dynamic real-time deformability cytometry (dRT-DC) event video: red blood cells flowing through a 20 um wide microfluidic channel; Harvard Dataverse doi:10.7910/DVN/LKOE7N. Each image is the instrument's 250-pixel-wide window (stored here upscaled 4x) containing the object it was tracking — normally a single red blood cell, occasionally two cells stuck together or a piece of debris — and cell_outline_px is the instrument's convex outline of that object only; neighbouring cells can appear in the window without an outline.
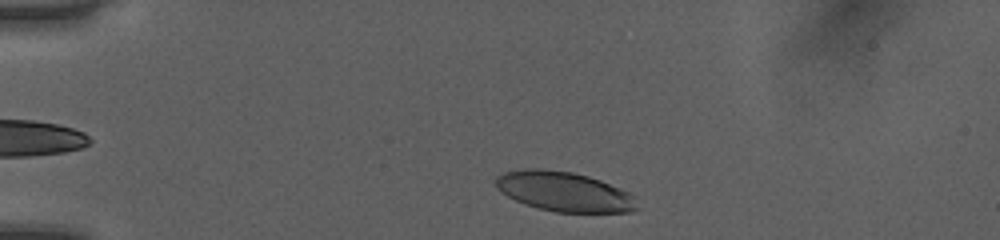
{"species": "human", "species_latin": "Homo sapiens", "temperature_condition": "room temperature", "stored_images_in_passage": 35, "camera_frame_rate_fps": 3000, "um_per_image_px": 0.085, "donor": {"sex": "female"}, "frame": {"image": 1, "passage_image": 2, "time_ms": 0.333, "image_size_px": [1000, 240], "cell_outline_px": [[640, 208], [628, 212], [556, 212], [524, 204], [508, 196], [496, 188], [496, 176], [504, 172], [524, 168], [540, 168], [572, 172], [588, 176], [600, 180], [628, 192], [636, 196]], "centroid_in_image_um": [47.97, 16.28], "position_along_channel_um": 37.0, "area_um2": 32.77}}
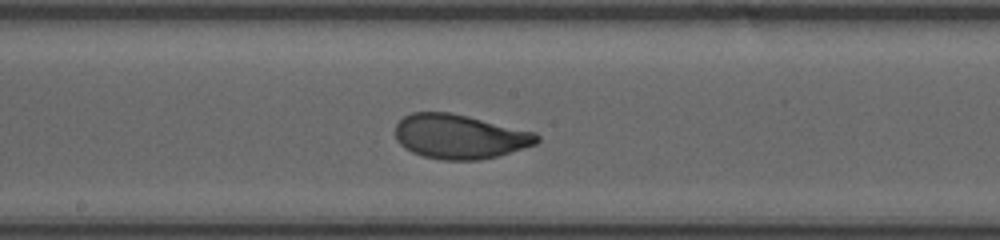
{"frame": {"image": 2, "passage_image": 19, "time_ms": 6.0, "image_size_px": [1000, 240], "cell_outline_px": [[540, 140], [536, 144], [496, 156], [480, 160], [444, 160], [424, 156], [412, 152], [404, 148], [396, 140], [396, 124], [404, 116], [412, 112], [452, 112], [536, 132], [540, 136]], "centroid_in_image_um": [39.07, 11.6], "position_along_channel_um": 209.1, "area_um2": 36.7}}
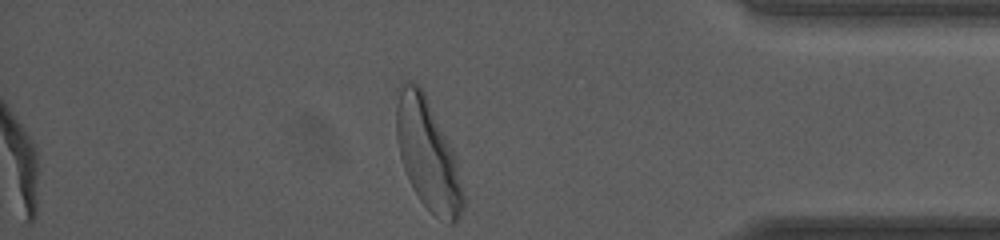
{"frame": {"image": 3, "passage_image": 35, "time_ms": 11.333, "image_size_px": [1000, 240], "cell_outline_px": [[464, 208], [456, 224], [448, 224], [440, 220], [420, 200], [412, 188], [408, 180], [400, 156], [396, 140], [396, 108], [400, 88], [404, 80], [408, 80], [416, 84], [424, 92], [456, 156], [464, 196]], "centroid_in_image_um": [36.37, 13.19], "position_along_channel_um": 398.8, "area_um2": 42.89}, "authors_computed_cell_mechanics": {"area_um2": 36.703, "velocity_mm_per_s": 4.0325, "shape_relaxation_time_tau1_ms": 2.5166, "shape_relaxation_time_tau2_ms": null, "deformation_change_tau1": 0.1559, "deformation_change_tau2": null}}